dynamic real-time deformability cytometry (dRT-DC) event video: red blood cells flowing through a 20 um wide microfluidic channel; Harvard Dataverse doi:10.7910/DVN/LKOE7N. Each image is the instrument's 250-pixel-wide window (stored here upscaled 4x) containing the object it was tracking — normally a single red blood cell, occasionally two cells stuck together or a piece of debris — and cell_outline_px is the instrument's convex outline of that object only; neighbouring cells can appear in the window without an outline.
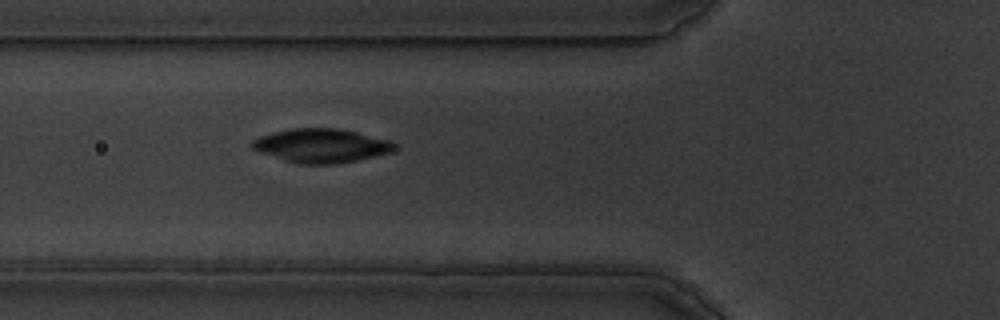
{"species": "common noctule bat (a hibernating species)", "species_latin": "Nyctalus noctula", "temperature_condition": "warm", "stored_images_in_passage": 40, "camera_frame_rate_fps": 3000, "um_per_image_px": 0.085, "animal": {"sex": "male", "body_mass_g": 19.5, "forearm_length_mm": 54.6}, "frame": {"image": 1, "passage_image": 3, "time_ms": 0.667, "image_size_px": [1000, 320], "cell_outline_px": [[392, 148], [388, 152], [356, 160], [332, 164], [300, 164], [284, 160], [260, 152], [252, 148], [252, 140], [260, 136], [272, 132], [288, 128], [340, 128], [388, 140], [392, 144]], "centroid_in_image_um": [27.2, 12.37], "position_along_channel_um": 98.6, "area_um2": 27.57}}
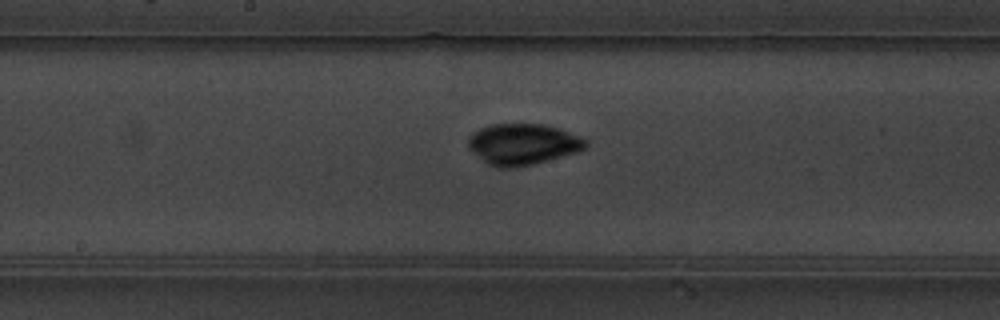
{"frame": {"image": 2, "passage_image": 12, "time_ms": 3.667, "image_size_px": [1000, 320], "cell_outline_px": [[588, 148], [576, 152], [532, 164], [512, 168], [500, 168], [488, 164], [468, 148], [468, 140], [472, 132], [480, 128], [492, 124], [544, 124], [580, 136], [588, 140]], "centroid_in_image_um": [44.44, 12.25], "position_along_channel_um": 203.8, "area_um2": 27.98}}
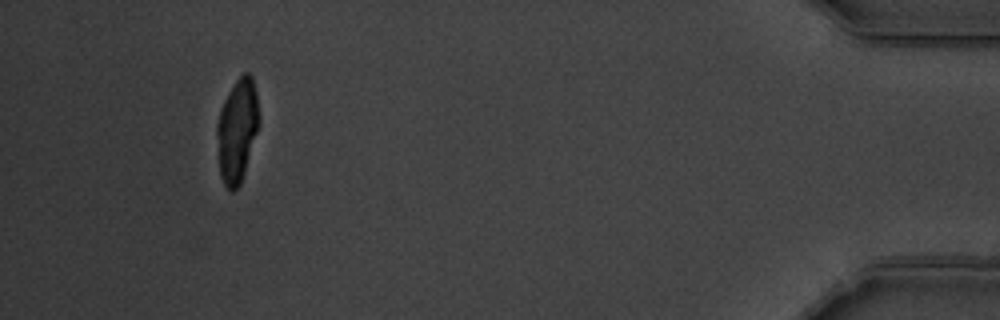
{"frame": {"image": 3, "passage_image": 36, "time_ms": 11.667, "image_size_px": [1000, 320], "cell_outline_px": [[260, 124], [240, 184], [232, 192], [224, 184], [220, 176], [216, 136], [216, 124], [220, 108], [224, 100], [236, 80], [244, 72], [248, 72], [252, 76], [256, 92], [260, 116]], "centroid_in_image_um": [20.16, 11.06], "position_along_channel_um": 415.0, "area_um2": 25.49}}